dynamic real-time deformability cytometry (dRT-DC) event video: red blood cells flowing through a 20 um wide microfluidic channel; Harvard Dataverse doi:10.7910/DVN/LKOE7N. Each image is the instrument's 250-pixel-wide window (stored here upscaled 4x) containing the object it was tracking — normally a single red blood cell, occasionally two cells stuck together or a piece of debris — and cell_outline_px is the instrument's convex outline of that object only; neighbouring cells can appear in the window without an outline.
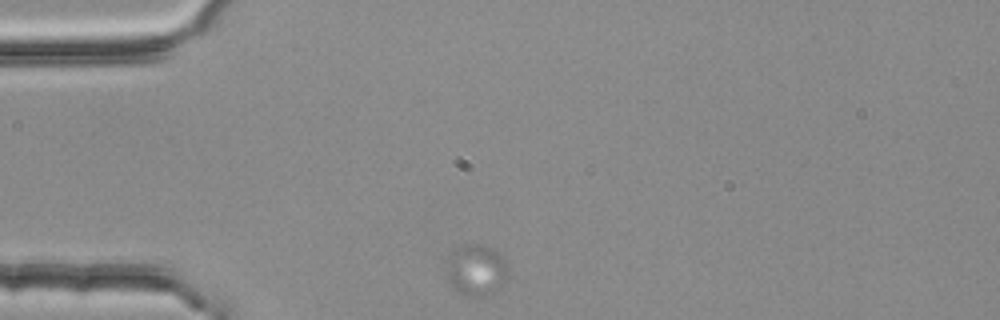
{"species": "common noctule bat (a hibernating species)", "species_latin": "Nyctalus noctula", "temperature_condition": "room temperature", "stored_images_in_passage": 4, "camera_frame_rate_fps": 3000, "um_per_image_px": 0.085, "animal": {"sex": "female", "body_mass_g": 25.1}, "frame": {"image": 1, "passage_image": 1, "time_ms": 0.0, "image_size_px": [1000, 320], "cell_outline_px": [[508, 276], [504, 284], [492, 296], [480, 300], [460, 296], [452, 288], [448, 280], [444, 260], [460, 244], [480, 244], [492, 248], [504, 260], [508, 268]], "centroid_in_image_um": [40.44, 23.04], "position_along_channel_um": 44.6, "area_um2": 19.65}}
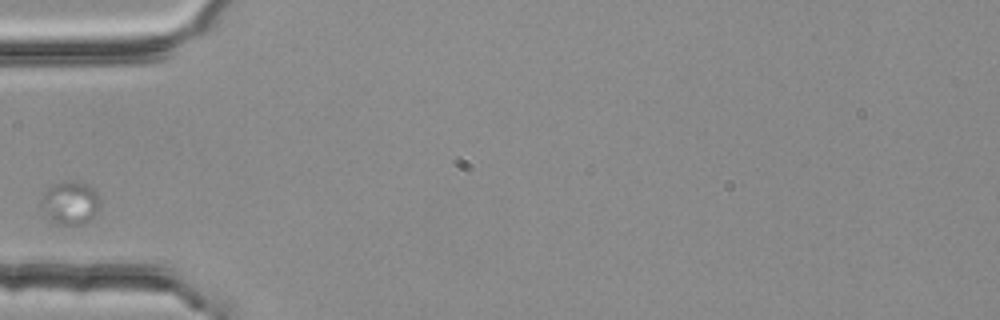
{"frame": {"image": 2, "passage_image": 2, "time_ms": 0.333, "image_size_px": [1000, 320], "cell_outline_px": [[100, 208], [84, 224], [76, 228], [56, 224], [48, 220], [40, 204], [40, 200], [44, 192], [48, 188], [64, 180], [72, 180], [88, 184], [100, 196]], "centroid_in_image_um": [5.96, 17.28], "position_along_channel_um": 79.0, "area_um2": 15.43}}